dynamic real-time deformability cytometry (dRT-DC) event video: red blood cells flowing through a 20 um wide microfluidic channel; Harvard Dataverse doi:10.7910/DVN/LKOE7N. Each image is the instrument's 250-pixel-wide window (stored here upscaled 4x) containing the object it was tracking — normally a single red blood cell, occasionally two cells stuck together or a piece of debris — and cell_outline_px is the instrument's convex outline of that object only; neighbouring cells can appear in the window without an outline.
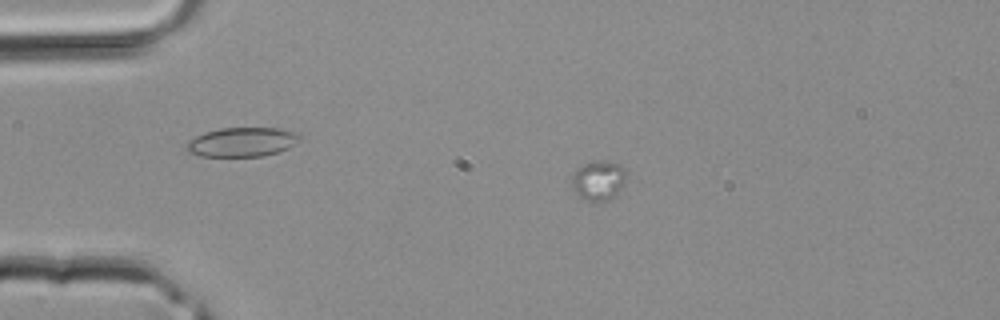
{"species": "common noctule bat (a hibernating species)", "species_latin": "Nyctalus noctula", "temperature_condition": "room temperature", "stored_images_in_passage": 7, "camera_frame_rate_fps": 3000, "um_per_image_px": 0.085, "animal": {"sex": "male", "body_mass_g": 20.4}, "frame": {"image": 1, "passage_image": 1, "time_ms": 0.0, "image_size_px": [1000, 320], "cell_outline_px": [[628, 172], [624, 180], [616, 192], [608, 200], [580, 200], [572, 184], [572, 172], [580, 164], [588, 160], [604, 160], [620, 164], [628, 168]], "centroid_in_image_um": [50.84, 15.25], "position_along_channel_um": 34.2, "area_um2": 12.83}}